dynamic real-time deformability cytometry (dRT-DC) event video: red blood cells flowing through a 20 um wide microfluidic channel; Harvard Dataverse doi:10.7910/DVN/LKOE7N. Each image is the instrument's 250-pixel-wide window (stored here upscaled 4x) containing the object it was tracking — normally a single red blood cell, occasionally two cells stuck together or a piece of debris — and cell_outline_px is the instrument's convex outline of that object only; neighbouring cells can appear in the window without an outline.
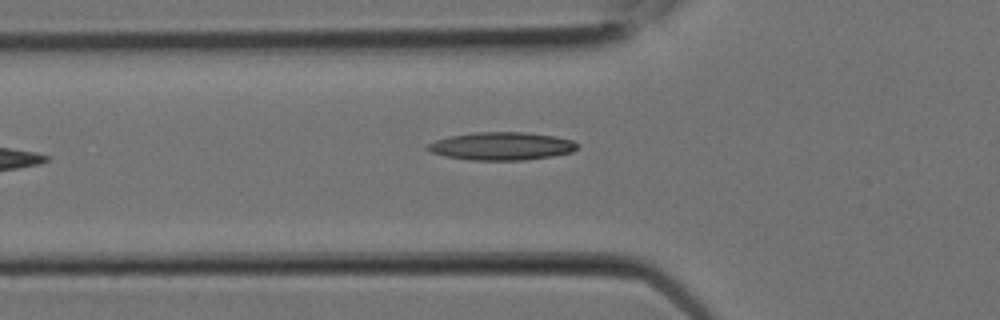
{"species": "Egyptian fruit bat (a non-hibernating species)", "species_latin": "Rousettus aegyptiacus", "temperature_condition": "room temperature", "stored_images_in_passage": 8, "camera_frame_rate_fps": 3000, "um_per_image_px": 0.085, "animal": {"sex": "female"}, "frame": {"image": 1, "passage_image": 8, "time_ms": 2.333, "image_size_px": [1000, 320], "cell_outline_px": [[580, 144], [572, 152], [552, 156], [524, 160], [468, 160], [444, 156], [432, 152], [424, 148], [428, 144], [436, 140], [448, 136], [476, 132], [524, 132], [556, 136], [572, 140]], "centroid_in_image_um": [42.63, 12.42], "position_along_channel_um": 83.2, "area_um2": 24.51}}